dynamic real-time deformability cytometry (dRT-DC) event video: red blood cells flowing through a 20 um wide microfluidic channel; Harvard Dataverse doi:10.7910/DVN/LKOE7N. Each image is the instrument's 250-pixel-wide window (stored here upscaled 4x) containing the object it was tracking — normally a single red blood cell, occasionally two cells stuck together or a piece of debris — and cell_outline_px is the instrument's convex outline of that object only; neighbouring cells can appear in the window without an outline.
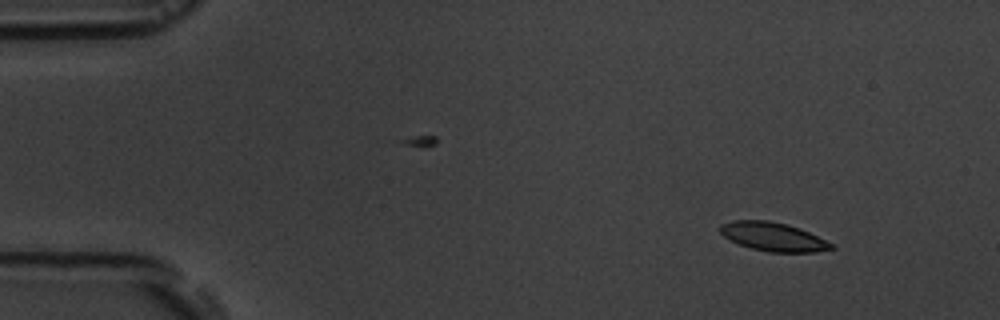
{"species": "common noctule bat (a hibernating species)", "species_latin": "Nyctalus noctula", "temperature_condition": "room temperature", "stored_images_in_passage": 4, "camera_frame_rate_fps": 3000, "um_per_image_px": 0.085, "animal": {"sex": "male", "body_mass_g": 19.5, "forearm_length_mm": 54.6}, "frame": {"image": 1, "passage_image": 1, "time_ms": 0.0, "image_size_px": [1000, 320], "cell_outline_px": [[836, 248], [816, 252], [768, 252], [752, 248], [740, 244], [724, 236], [720, 232], [720, 224], [732, 220], [768, 220], [800, 228], [836, 244]], "centroid_in_image_um": [65.77, 20.12], "position_along_channel_um": 19.2, "area_um2": 18.61}}
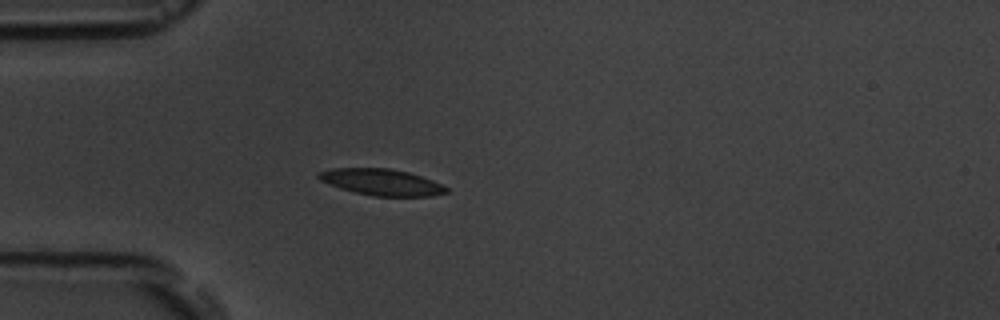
{"frame": {"image": 2, "passage_image": 3, "time_ms": 3.333, "image_size_px": [1000, 320], "cell_outline_px": [[448, 192], [432, 196], [372, 196], [340, 188], [320, 180], [316, 176], [316, 172], [332, 168], [392, 168], [408, 172], [432, 180], [448, 188]], "centroid_in_image_um": [32.41, 15.47], "position_along_channel_um": 52.6, "area_um2": 19.59}}